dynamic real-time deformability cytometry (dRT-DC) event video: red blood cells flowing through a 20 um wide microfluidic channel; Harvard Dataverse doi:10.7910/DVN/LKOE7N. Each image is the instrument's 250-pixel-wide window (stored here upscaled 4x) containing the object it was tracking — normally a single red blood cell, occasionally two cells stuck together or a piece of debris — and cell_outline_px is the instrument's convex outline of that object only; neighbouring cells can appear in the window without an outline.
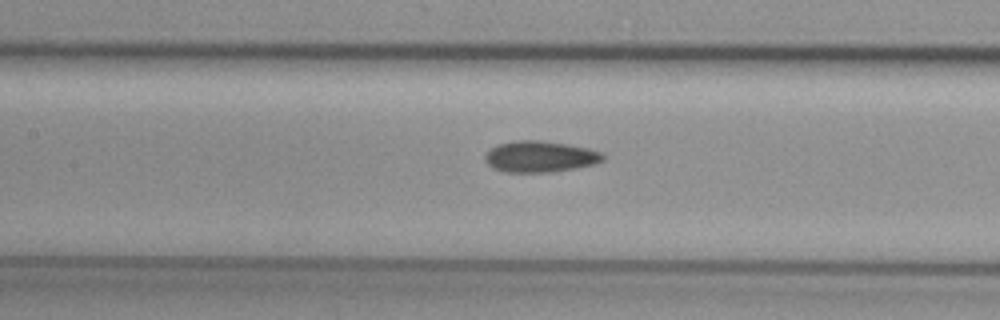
{"species": "common noctule bat (a hibernating species)", "species_latin": "Nyctalus noctula", "temperature_condition": "cold", "stored_images_in_passage": 26, "camera_frame_rate_fps": 3000, "um_per_image_px": 0.085, "animal": {"sex": "female", "body_mass_g": 29.2, "forearm_length_mm": 56.3}, "frame": {"image": 1, "passage_image": 8, "time_ms": 2.333, "image_size_px": [1000, 320], "cell_outline_px": [[604, 160], [596, 164], [552, 172], [504, 172], [492, 168], [484, 160], [484, 156], [492, 148], [500, 144], [516, 140], [540, 140], [568, 144], [588, 148], [600, 152], [604, 156]], "centroid_in_image_um": [45.91, 13.31], "position_along_channel_um": 161.5, "area_um2": 21.44}}
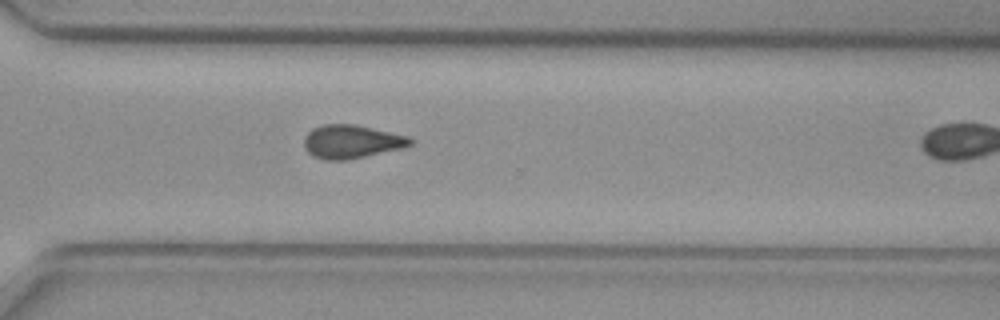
{"frame": {"image": 2, "passage_image": 22, "time_ms": 7.0, "image_size_px": [1000, 320], "cell_outline_px": [[416, 140], [412, 144], [400, 148], [364, 156], [344, 160], [324, 160], [312, 156], [304, 148], [304, 136], [312, 128], [324, 124], [356, 124], [408, 136]], "centroid_in_image_um": [29.85, 12.03], "position_along_channel_um": 340.8, "area_um2": 20.69}}